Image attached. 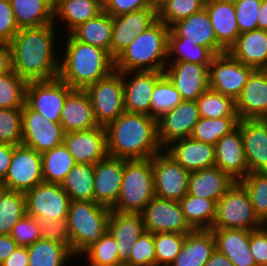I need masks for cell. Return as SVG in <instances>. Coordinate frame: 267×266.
<instances>
[{
    "mask_svg": "<svg viewBox=\"0 0 267 266\" xmlns=\"http://www.w3.org/2000/svg\"><path fill=\"white\" fill-rule=\"evenodd\" d=\"M56 30L54 23L21 28L12 38V68L27 82L57 78L59 57L56 46L59 44L56 43Z\"/></svg>",
    "mask_w": 267,
    "mask_h": 266,
    "instance_id": "obj_1",
    "label": "cell"
},
{
    "mask_svg": "<svg viewBox=\"0 0 267 266\" xmlns=\"http://www.w3.org/2000/svg\"><path fill=\"white\" fill-rule=\"evenodd\" d=\"M105 129L109 156L147 159L163 150L157 136V119L150 115L125 111Z\"/></svg>",
    "mask_w": 267,
    "mask_h": 266,
    "instance_id": "obj_2",
    "label": "cell"
},
{
    "mask_svg": "<svg viewBox=\"0 0 267 266\" xmlns=\"http://www.w3.org/2000/svg\"><path fill=\"white\" fill-rule=\"evenodd\" d=\"M63 34L66 45L63 48L65 51H62L64 54H58L57 77L72 89H85L115 71L114 59L108 51L77 41L70 34Z\"/></svg>",
    "mask_w": 267,
    "mask_h": 266,
    "instance_id": "obj_3",
    "label": "cell"
},
{
    "mask_svg": "<svg viewBox=\"0 0 267 266\" xmlns=\"http://www.w3.org/2000/svg\"><path fill=\"white\" fill-rule=\"evenodd\" d=\"M169 32L170 28L157 19L114 59L115 71L164 72Z\"/></svg>",
    "mask_w": 267,
    "mask_h": 266,
    "instance_id": "obj_4",
    "label": "cell"
},
{
    "mask_svg": "<svg viewBox=\"0 0 267 266\" xmlns=\"http://www.w3.org/2000/svg\"><path fill=\"white\" fill-rule=\"evenodd\" d=\"M111 209L90 201H74L67 214L71 253L76 258L108 232Z\"/></svg>",
    "mask_w": 267,
    "mask_h": 266,
    "instance_id": "obj_5",
    "label": "cell"
},
{
    "mask_svg": "<svg viewBox=\"0 0 267 266\" xmlns=\"http://www.w3.org/2000/svg\"><path fill=\"white\" fill-rule=\"evenodd\" d=\"M154 196L152 157L125 160L118 200L111 210L141 213Z\"/></svg>",
    "mask_w": 267,
    "mask_h": 266,
    "instance_id": "obj_6",
    "label": "cell"
},
{
    "mask_svg": "<svg viewBox=\"0 0 267 266\" xmlns=\"http://www.w3.org/2000/svg\"><path fill=\"white\" fill-rule=\"evenodd\" d=\"M264 225L251 204L247 190L239 181H235L216 203L210 230H255Z\"/></svg>",
    "mask_w": 267,
    "mask_h": 266,
    "instance_id": "obj_7",
    "label": "cell"
},
{
    "mask_svg": "<svg viewBox=\"0 0 267 266\" xmlns=\"http://www.w3.org/2000/svg\"><path fill=\"white\" fill-rule=\"evenodd\" d=\"M99 126L106 127L125 112L122 73L113 71L109 76L86 87Z\"/></svg>",
    "mask_w": 267,
    "mask_h": 266,
    "instance_id": "obj_8",
    "label": "cell"
},
{
    "mask_svg": "<svg viewBox=\"0 0 267 266\" xmlns=\"http://www.w3.org/2000/svg\"><path fill=\"white\" fill-rule=\"evenodd\" d=\"M41 182V154L23 144L14 146L7 174L0 185L4 189L25 193Z\"/></svg>",
    "mask_w": 267,
    "mask_h": 266,
    "instance_id": "obj_9",
    "label": "cell"
},
{
    "mask_svg": "<svg viewBox=\"0 0 267 266\" xmlns=\"http://www.w3.org/2000/svg\"><path fill=\"white\" fill-rule=\"evenodd\" d=\"M24 194L27 215L38 220L67 219L71 200L60 184L43 181Z\"/></svg>",
    "mask_w": 267,
    "mask_h": 266,
    "instance_id": "obj_10",
    "label": "cell"
},
{
    "mask_svg": "<svg viewBox=\"0 0 267 266\" xmlns=\"http://www.w3.org/2000/svg\"><path fill=\"white\" fill-rule=\"evenodd\" d=\"M71 90L58 77L52 80L28 81L25 103L48 120L60 123L65 98Z\"/></svg>",
    "mask_w": 267,
    "mask_h": 266,
    "instance_id": "obj_11",
    "label": "cell"
},
{
    "mask_svg": "<svg viewBox=\"0 0 267 266\" xmlns=\"http://www.w3.org/2000/svg\"><path fill=\"white\" fill-rule=\"evenodd\" d=\"M155 196L180 201L188 194L190 172L164 150L152 156Z\"/></svg>",
    "mask_w": 267,
    "mask_h": 266,
    "instance_id": "obj_12",
    "label": "cell"
},
{
    "mask_svg": "<svg viewBox=\"0 0 267 266\" xmlns=\"http://www.w3.org/2000/svg\"><path fill=\"white\" fill-rule=\"evenodd\" d=\"M254 70L228 52L216 55L209 65V86L222 95L236 99Z\"/></svg>",
    "mask_w": 267,
    "mask_h": 266,
    "instance_id": "obj_13",
    "label": "cell"
},
{
    "mask_svg": "<svg viewBox=\"0 0 267 266\" xmlns=\"http://www.w3.org/2000/svg\"><path fill=\"white\" fill-rule=\"evenodd\" d=\"M62 125L48 120L26 103L22 108V144L38 153L51 150L64 141Z\"/></svg>",
    "mask_w": 267,
    "mask_h": 266,
    "instance_id": "obj_14",
    "label": "cell"
},
{
    "mask_svg": "<svg viewBox=\"0 0 267 266\" xmlns=\"http://www.w3.org/2000/svg\"><path fill=\"white\" fill-rule=\"evenodd\" d=\"M145 231L188 234L193 229L187 223L179 201L154 196L140 213Z\"/></svg>",
    "mask_w": 267,
    "mask_h": 266,
    "instance_id": "obj_15",
    "label": "cell"
},
{
    "mask_svg": "<svg viewBox=\"0 0 267 266\" xmlns=\"http://www.w3.org/2000/svg\"><path fill=\"white\" fill-rule=\"evenodd\" d=\"M196 101L183 100L174 109L157 119V136L164 149L171 142L190 137L199 120Z\"/></svg>",
    "mask_w": 267,
    "mask_h": 266,
    "instance_id": "obj_16",
    "label": "cell"
},
{
    "mask_svg": "<svg viewBox=\"0 0 267 266\" xmlns=\"http://www.w3.org/2000/svg\"><path fill=\"white\" fill-rule=\"evenodd\" d=\"M164 74L180 93L182 100L196 99L210 88L209 65L192 62H167Z\"/></svg>",
    "mask_w": 267,
    "mask_h": 266,
    "instance_id": "obj_17",
    "label": "cell"
},
{
    "mask_svg": "<svg viewBox=\"0 0 267 266\" xmlns=\"http://www.w3.org/2000/svg\"><path fill=\"white\" fill-rule=\"evenodd\" d=\"M121 73L124 84L125 111L151 116V96L157 80L164 72L127 71Z\"/></svg>",
    "mask_w": 267,
    "mask_h": 266,
    "instance_id": "obj_18",
    "label": "cell"
},
{
    "mask_svg": "<svg viewBox=\"0 0 267 266\" xmlns=\"http://www.w3.org/2000/svg\"><path fill=\"white\" fill-rule=\"evenodd\" d=\"M63 143L76 163L94 165L108 156L107 134L102 126L65 133Z\"/></svg>",
    "mask_w": 267,
    "mask_h": 266,
    "instance_id": "obj_19",
    "label": "cell"
},
{
    "mask_svg": "<svg viewBox=\"0 0 267 266\" xmlns=\"http://www.w3.org/2000/svg\"><path fill=\"white\" fill-rule=\"evenodd\" d=\"M107 156L94 164V202L112 208L119 196L124 173V161Z\"/></svg>",
    "mask_w": 267,
    "mask_h": 266,
    "instance_id": "obj_20",
    "label": "cell"
},
{
    "mask_svg": "<svg viewBox=\"0 0 267 266\" xmlns=\"http://www.w3.org/2000/svg\"><path fill=\"white\" fill-rule=\"evenodd\" d=\"M168 38H185V42H195L209 48L215 55L227 51L218 43L210 17L205 8L170 27Z\"/></svg>",
    "mask_w": 267,
    "mask_h": 266,
    "instance_id": "obj_21",
    "label": "cell"
},
{
    "mask_svg": "<svg viewBox=\"0 0 267 266\" xmlns=\"http://www.w3.org/2000/svg\"><path fill=\"white\" fill-rule=\"evenodd\" d=\"M249 172H267V119L239 120Z\"/></svg>",
    "mask_w": 267,
    "mask_h": 266,
    "instance_id": "obj_22",
    "label": "cell"
},
{
    "mask_svg": "<svg viewBox=\"0 0 267 266\" xmlns=\"http://www.w3.org/2000/svg\"><path fill=\"white\" fill-rule=\"evenodd\" d=\"M157 20L155 9H143L113 17L111 56L115 59L130 43Z\"/></svg>",
    "mask_w": 267,
    "mask_h": 266,
    "instance_id": "obj_23",
    "label": "cell"
},
{
    "mask_svg": "<svg viewBox=\"0 0 267 266\" xmlns=\"http://www.w3.org/2000/svg\"><path fill=\"white\" fill-rule=\"evenodd\" d=\"M239 120L267 119V77L256 69L235 99Z\"/></svg>",
    "mask_w": 267,
    "mask_h": 266,
    "instance_id": "obj_24",
    "label": "cell"
},
{
    "mask_svg": "<svg viewBox=\"0 0 267 266\" xmlns=\"http://www.w3.org/2000/svg\"><path fill=\"white\" fill-rule=\"evenodd\" d=\"M163 150L189 172L215 166V145L191 137L173 141Z\"/></svg>",
    "mask_w": 267,
    "mask_h": 266,
    "instance_id": "obj_25",
    "label": "cell"
},
{
    "mask_svg": "<svg viewBox=\"0 0 267 266\" xmlns=\"http://www.w3.org/2000/svg\"><path fill=\"white\" fill-rule=\"evenodd\" d=\"M215 166L235 181L242 180L249 173L239 127L215 144Z\"/></svg>",
    "mask_w": 267,
    "mask_h": 266,
    "instance_id": "obj_26",
    "label": "cell"
},
{
    "mask_svg": "<svg viewBox=\"0 0 267 266\" xmlns=\"http://www.w3.org/2000/svg\"><path fill=\"white\" fill-rule=\"evenodd\" d=\"M108 232L117 243L120 261L125 264L130 259L136 240L145 232L142 215L111 210Z\"/></svg>",
    "mask_w": 267,
    "mask_h": 266,
    "instance_id": "obj_27",
    "label": "cell"
},
{
    "mask_svg": "<svg viewBox=\"0 0 267 266\" xmlns=\"http://www.w3.org/2000/svg\"><path fill=\"white\" fill-rule=\"evenodd\" d=\"M60 124L64 133L98 127L88 94L84 89H72L62 108Z\"/></svg>",
    "mask_w": 267,
    "mask_h": 266,
    "instance_id": "obj_28",
    "label": "cell"
},
{
    "mask_svg": "<svg viewBox=\"0 0 267 266\" xmlns=\"http://www.w3.org/2000/svg\"><path fill=\"white\" fill-rule=\"evenodd\" d=\"M216 250L224 254L234 266H256L250 251L251 230H211Z\"/></svg>",
    "mask_w": 267,
    "mask_h": 266,
    "instance_id": "obj_29",
    "label": "cell"
},
{
    "mask_svg": "<svg viewBox=\"0 0 267 266\" xmlns=\"http://www.w3.org/2000/svg\"><path fill=\"white\" fill-rule=\"evenodd\" d=\"M234 182L235 180L217 166L205 168L190 172L188 194L217 203Z\"/></svg>",
    "mask_w": 267,
    "mask_h": 266,
    "instance_id": "obj_30",
    "label": "cell"
},
{
    "mask_svg": "<svg viewBox=\"0 0 267 266\" xmlns=\"http://www.w3.org/2000/svg\"><path fill=\"white\" fill-rule=\"evenodd\" d=\"M218 43L228 51L240 35L233 2L206 0L205 6Z\"/></svg>",
    "mask_w": 267,
    "mask_h": 266,
    "instance_id": "obj_31",
    "label": "cell"
},
{
    "mask_svg": "<svg viewBox=\"0 0 267 266\" xmlns=\"http://www.w3.org/2000/svg\"><path fill=\"white\" fill-rule=\"evenodd\" d=\"M227 52L234 59L255 70L261 69L267 61V31L256 29L240 33Z\"/></svg>",
    "mask_w": 267,
    "mask_h": 266,
    "instance_id": "obj_32",
    "label": "cell"
},
{
    "mask_svg": "<svg viewBox=\"0 0 267 266\" xmlns=\"http://www.w3.org/2000/svg\"><path fill=\"white\" fill-rule=\"evenodd\" d=\"M102 11L101 0H54V24L57 25L60 20L62 26L66 27V34H69L78 25L96 17Z\"/></svg>",
    "mask_w": 267,
    "mask_h": 266,
    "instance_id": "obj_33",
    "label": "cell"
},
{
    "mask_svg": "<svg viewBox=\"0 0 267 266\" xmlns=\"http://www.w3.org/2000/svg\"><path fill=\"white\" fill-rule=\"evenodd\" d=\"M215 250L211 230H193L186 234L182 249L170 266H204Z\"/></svg>",
    "mask_w": 267,
    "mask_h": 266,
    "instance_id": "obj_34",
    "label": "cell"
},
{
    "mask_svg": "<svg viewBox=\"0 0 267 266\" xmlns=\"http://www.w3.org/2000/svg\"><path fill=\"white\" fill-rule=\"evenodd\" d=\"M113 17L104 10L96 17L78 25L69 34L77 41L108 51L111 55Z\"/></svg>",
    "mask_w": 267,
    "mask_h": 266,
    "instance_id": "obj_35",
    "label": "cell"
},
{
    "mask_svg": "<svg viewBox=\"0 0 267 266\" xmlns=\"http://www.w3.org/2000/svg\"><path fill=\"white\" fill-rule=\"evenodd\" d=\"M19 29L54 23V0H9Z\"/></svg>",
    "mask_w": 267,
    "mask_h": 266,
    "instance_id": "obj_36",
    "label": "cell"
},
{
    "mask_svg": "<svg viewBox=\"0 0 267 266\" xmlns=\"http://www.w3.org/2000/svg\"><path fill=\"white\" fill-rule=\"evenodd\" d=\"M94 165L76 163L60 184L70 200L94 202Z\"/></svg>",
    "mask_w": 267,
    "mask_h": 266,
    "instance_id": "obj_37",
    "label": "cell"
},
{
    "mask_svg": "<svg viewBox=\"0 0 267 266\" xmlns=\"http://www.w3.org/2000/svg\"><path fill=\"white\" fill-rule=\"evenodd\" d=\"M43 181L61 184L76 164L64 143L41 153Z\"/></svg>",
    "mask_w": 267,
    "mask_h": 266,
    "instance_id": "obj_38",
    "label": "cell"
},
{
    "mask_svg": "<svg viewBox=\"0 0 267 266\" xmlns=\"http://www.w3.org/2000/svg\"><path fill=\"white\" fill-rule=\"evenodd\" d=\"M28 248L29 266H66L73 254L62 244L39 239Z\"/></svg>",
    "mask_w": 267,
    "mask_h": 266,
    "instance_id": "obj_39",
    "label": "cell"
},
{
    "mask_svg": "<svg viewBox=\"0 0 267 266\" xmlns=\"http://www.w3.org/2000/svg\"><path fill=\"white\" fill-rule=\"evenodd\" d=\"M179 203L187 223L193 230L212 228L216 211V203L213 200L187 194Z\"/></svg>",
    "mask_w": 267,
    "mask_h": 266,
    "instance_id": "obj_40",
    "label": "cell"
},
{
    "mask_svg": "<svg viewBox=\"0 0 267 266\" xmlns=\"http://www.w3.org/2000/svg\"><path fill=\"white\" fill-rule=\"evenodd\" d=\"M25 215V194L0 185V235H10L13 226Z\"/></svg>",
    "mask_w": 267,
    "mask_h": 266,
    "instance_id": "obj_41",
    "label": "cell"
},
{
    "mask_svg": "<svg viewBox=\"0 0 267 266\" xmlns=\"http://www.w3.org/2000/svg\"><path fill=\"white\" fill-rule=\"evenodd\" d=\"M215 56L209 48L200 46L195 42H185V38H168L167 62H192L210 65Z\"/></svg>",
    "mask_w": 267,
    "mask_h": 266,
    "instance_id": "obj_42",
    "label": "cell"
},
{
    "mask_svg": "<svg viewBox=\"0 0 267 266\" xmlns=\"http://www.w3.org/2000/svg\"><path fill=\"white\" fill-rule=\"evenodd\" d=\"M239 117L199 118L191 138L215 145L224 135L230 134L238 127Z\"/></svg>",
    "mask_w": 267,
    "mask_h": 266,
    "instance_id": "obj_43",
    "label": "cell"
},
{
    "mask_svg": "<svg viewBox=\"0 0 267 266\" xmlns=\"http://www.w3.org/2000/svg\"><path fill=\"white\" fill-rule=\"evenodd\" d=\"M201 118L238 117L235 99L209 88L196 99Z\"/></svg>",
    "mask_w": 267,
    "mask_h": 266,
    "instance_id": "obj_44",
    "label": "cell"
},
{
    "mask_svg": "<svg viewBox=\"0 0 267 266\" xmlns=\"http://www.w3.org/2000/svg\"><path fill=\"white\" fill-rule=\"evenodd\" d=\"M183 100L169 78L163 74L154 87L151 96V117L158 119L161 115L174 109Z\"/></svg>",
    "mask_w": 267,
    "mask_h": 266,
    "instance_id": "obj_45",
    "label": "cell"
},
{
    "mask_svg": "<svg viewBox=\"0 0 267 266\" xmlns=\"http://www.w3.org/2000/svg\"><path fill=\"white\" fill-rule=\"evenodd\" d=\"M27 81L14 70L0 75V108H23Z\"/></svg>",
    "mask_w": 267,
    "mask_h": 266,
    "instance_id": "obj_46",
    "label": "cell"
},
{
    "mask_svg": "<svg viewBox=\"0 0 267 266\" xmlns=\"http://www.w3.org/2000/svg\"><path fill=\"white\" fill-rule=\"evenodd\" d=\"M87 258L86 266H123L115 239L107 232L99 241L87 248L81 256Z\"/></svg>",
    "mask_w": 267,
    "mask_h": 266,
    "instance_id": "obj_47",
    "label": "cell"
},
{
    "mask_svg": "<svg viewBox=\"0 0 267 266\" xmlns=\"http://www.w3.org/2000/svg\"><path fill=\"white\" fill-rule=\"evenodd\" d=\"M239 182L247 190L256 214L267 224V172H249Z\"/></svg>",
    "mask_w": 267,
    "mask_h": 266,
    "instance_id": "obj_48",
    "label": "cell"
},
{
    "mask_svg": "<svg viewBox=\"0 0 267 266\" xmlns=\"http://www.w3.org/2000/svg\"><path fill=\"white\" fill-rule=\"evenodd\" d=\"M206 0H169L158 11L157 19L169 28L179 20L201 11Z\"/></svg>",
    "mask_w": 267,
    "mask_h": 266,
    "instance_id": "obj_49",
    "label": "cell"
},
{
    "mask_svg": "<svg viewBox=\"0 0 267 266\" xmlns=\"http://www.w3.org/2000/svg\"><path fill=\"white\" fill-rule=\"evenodd\" d=\"M185 237L180 233H154L156 266H170L181 251Z\"/></svg>",
    "mask_w": 267,
    "mask_h": 266,
    "instance_id": "obj_50",
    "label": "cell"
},
{
    "mask_svg": "<svg viewBox=\"0 0 267 266\" xmlns=\"http://www.w3.org/2000/svg\"><path fill=\"white\" fill-rule=\"evenodd\" d=\"M0 143L22 144V108H0Z\"/></svg>",
    "mask_w": 267,
    "mask_h": 266,
    "instance_id": "obj_51",
    "label": "cell"
},
{
    "mask_svg": "<svg viewBox=\"0 0 267 266\" xmlns=\"http://www.w3.org/2000/svg\"><path fill=\"white\" fill-rule=\"evenodd\" d=\"M125 266H156L153 234L145 231L135 242Z\"/></svg>",
    "mask_w": 267,
    "mask_h": 266,
    "instance_id": "obj_52",
    "label": "cell"
},
{
    "mask_svg": "<svg viewBox=\"0 0 267 266\" xmlns=\"http://www.w3.org/2000/svg\"><path fill=\"white\" fill-rule=\"evenodd\" d=\"M10 235L18 246L29 247L41 239L38 219L26 214L13 226Z\"/></svg>",
    "mask_w": 267,
    "mask_h": 266,
    "instance_id": "obj_53",
    "label": "cell"
},
{
    "mask_svg": "<svg viewBox=\"0 0 267 266\" xmlns=\"http://www.w3.org/2000/svg\"><path fill=\"white\" fill-rule=\"evenodd\" d=\"M262 0H238L234 2L239 32L258 29L257 18Z\"/></svg>",
    "mask_w": 267,
    "mask_h": 266,
    "instance_id": "obj_54",
    "label": "cell"
},
{
    "mask_svg": "<svg viewBox=\"0 0 267 266\" xmlns=\"http://www.w3.org/2000/svg\"><path fill=\"white\" fill-rule=\"evenodd\" d=\"M38 221L42 239L60 243L71 252L67 219H58L55 221L41 219Z\"/></svg>",
    "mask_w": 267,
    "mask_h": 266,
    "instance_id": "obj_55",
    "label": "cell"
},
{
    "mask_svg": "<svg viewBox=\"0 0 267 266\" xmlns=\"http://www.w3.org/2000/svg\"><path fill=\"white\" fill-rule=\"evenodd\" d=\"M143 9H154L152 0H105L103 2V10L112 17Z\"/></svg>",
    "mask_w": 267,
    "mask_h": 266,
    "instance_id": "obj_56",
    "label": "cell"
},
{
    "mask_svg": "<svg viewBox=\"0 0 267 266\" xmlns=\"http://www.w3.org/2000/svg\"><path fill=\"white\" fill-rule=\"evenodd\" d=\"M9 0H0V42L10 43L19 31Z\"/></svg>",
    "mask_w": 267,
    "mask_h": 266,
    "instance_id": "obj_57",
    "label": "cell"
},
{
    "mask_svg": "<svg viewBox=\"0 0 267 266\" xmlns=\"http://www.w3.org/2000/svg\"><path fill=\"white\" fill-rule=\"evenodd\" d=\"M250 251L256 266H267V224L251 230Z\"/></svg>",
    "mask_w": 267,
    "mask_h": 266,
    "instance_id": "obj_58",
    "label": "cell"
},
{
    "mask_svg": "<svg viewBox=\"0 0 267 266\" xmlns=\"http://www.w3.org/2000/svg\"><path fill=\"white\" fill-rule=\"evenodd\" d=\"M28 248L18 246L0 266H29Z\"/></svg>",
    "mask_w": 267,
    "mask_h": 266,
    "instance_id": "obj_59",
    "label": "cell"
},
{
    "mask_svg": "<svg viewBox=\"0 0 267 266\" xmlns=\"http://www.w3.org/2000/svg\"><path fill=\"white\" fill-rule=\"evenodd\" d=\"M13 145L0 143V183L4 180L13 155Z\"/></svg>",
    "mask_w": 267,
    "mask_h": 266,
    "instance_id": "obj_60",
    "label": "cell"
},
{
    "mask_svg": "<svg viewBox=\"0 0 267 266\" xmlns=\"http://www.w3.org/2000/svg\"><path fill=\"white\" fill-rule=\"evenodd\" d=\"M12 70V51L10 43L0 42V75Z\"/></svg>",
    "mask_w": 267,
    "mask_h": 266,
    "instance_id": "obj_61",
    "label": "cell"
},
{
    "mask_svg": "<svg viewBox=\"0 0 267 266\" xmlns=\"http://www.w3.org/2000/svg\"><path fill=\"white\" fill-rule=\"evenodd\" d=\"M17 247L18 245L11 235H0V265L17 249Z\"/></svg>",
    "mask_w": 267,
    "mask_h": 266,
    "instance_id": "obj_62",
    "label": "cell"
},
{
    "mask_svg": "<svg viewBox=\"0 0 267 266\" xmlns=\"http://www.w3.org/2000/svg\"><path fill=\"white\" fill-rule=\"evenodd\" d=\"M204 266H234L232 262L218 250H215Z\"/></svg>",
    "mask_w": 267,
    "mask_h": 266,
    "instance_id": "obj_63",
    "label": "cell"
},
{
    "mask_svg": "<svg viewBox=\"0 0 267 266\" xmlns=\"http://www.w3.org/2000/svg\"><path fill=\"white\" fill-rule=\"evenodd\" d=\"M258 29L267 31V0H262L258 18H257Z\"/></svg>",
    "mask_w": 267,
    "mask_h": 266,
    "instance_id": "obj_64",
    "label": "cell"
},
{
    "mask_svg": "<svg viewBox=\"0 0 267 266\" xmlns=\"http://www.w3.org/2000/svg\"><path fill=\"white\" fill-rule=\"evenodd\" d=\"M169 0H152L154 9L158 11Z\"/></svg>",
    "mask_w": 267,
    "mask_h": 266,
    "instance_id": "obj_65",
    "label": "cell"
},
{
    "mask_svg": "<svg viewBox=\"0 0 267 266\" xmlns=\"http://www.w3.org/2000/svg\"><path fill=\"white\" fill-rule=\"evenodd\" d=\"M264 74L265 76L267 77V61L265 63V65L260 69Z\"/></svg>",
    "mask_w": 267,
    "mask_h": 266,
    "instance_id": "obj_66",
    "label": "cell"
},
{
    "mask_svg": "<svg viewBox=\"0 0 267 266\" xmlns=\"http://www.w3.org/2000/svg\"><path fill=\"white\" fill-rule=\"evenodd\" d=\"M223 1H228V2H236V1H238V0H223Z\"/></svg>",
    "mask_w": 267,
    "mask_h": 266,
    "instance_id": "obj_67",
    "label": "cell"
}]
</instances>
